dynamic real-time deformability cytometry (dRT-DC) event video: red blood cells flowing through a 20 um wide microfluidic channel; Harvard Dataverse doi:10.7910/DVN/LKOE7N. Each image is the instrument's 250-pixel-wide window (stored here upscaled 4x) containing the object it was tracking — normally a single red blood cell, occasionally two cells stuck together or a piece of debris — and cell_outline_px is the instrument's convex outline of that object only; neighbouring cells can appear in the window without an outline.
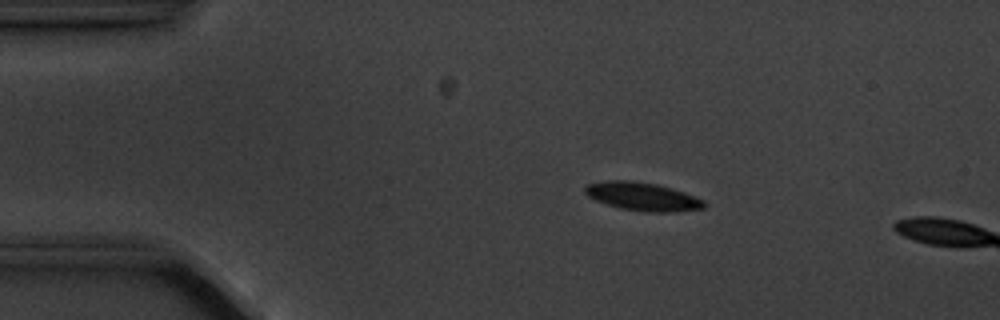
{"species": "common noctule bat (a hibernating species)", "species_latin": "Nyctalus noctula", "temperature_condition": "cold", "stored_images_in_passage": 3, "camera_frame_rate_fps": 3000, "um_per_image_px": 0.085, "animal": {"sex": "male", "body_mass_g": 20.1, "forearm_length_mm": 53.5}, "frame": {"image": 1, "passage_image": 2, "time_ms": 1.333, "image_size_px": [1000, 320], "cell_outline_px": [[708, 204], [704, 208], [668, 212], [648, 212], [620, 208], [596, 200], [588, 196], [584, 192], [584, 188], [588, 184], [608, 180], [632, 180], [656, 184], [684, 192], [704, 200]], "centroid_in_image_um": [54.62, 16.7], "position_along_channel_um": 30.4, "area_um2": 19.48}}